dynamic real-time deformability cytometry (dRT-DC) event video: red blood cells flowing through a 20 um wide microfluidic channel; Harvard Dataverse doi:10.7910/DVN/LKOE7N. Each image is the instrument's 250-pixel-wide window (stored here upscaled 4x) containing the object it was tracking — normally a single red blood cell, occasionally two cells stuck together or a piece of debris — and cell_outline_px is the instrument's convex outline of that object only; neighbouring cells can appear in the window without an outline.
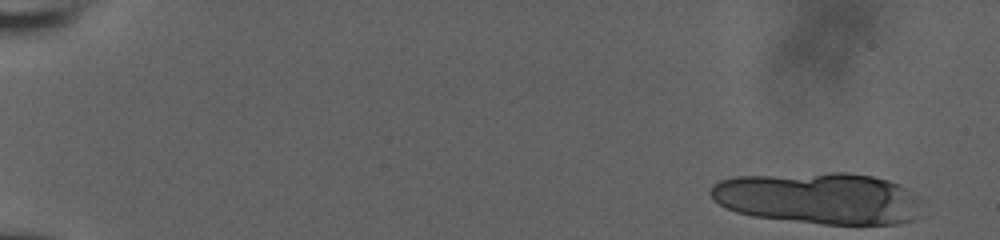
{"species": "human", "species_latin": "Homo sapiens", "temperature_condition": "room temperature", "stored_images_in_passage": 17, "camera_frame_rate_fps": 3000, "um_per_image_px": 0.085, "donor": {"sex": "male"}, "frame": {"image": 1, "passage_image": 1, "time_ms": 0.0, "image_size_px": [1000, 240], "cell_outline_px": [[916, 220], [896, 224], [820, 224], [752, 216], [736, 212], [712, 200], [708, 192], [712, 184], [720, 180], [736, 176], [828, 172], [844, 172], [872, 176], [888, 180], [904, 188], [912, 196]], "centroid_in_image_um": [69.43, 16.84], "position_along_channel_um": 15.6, "area_um2": 63.06}}